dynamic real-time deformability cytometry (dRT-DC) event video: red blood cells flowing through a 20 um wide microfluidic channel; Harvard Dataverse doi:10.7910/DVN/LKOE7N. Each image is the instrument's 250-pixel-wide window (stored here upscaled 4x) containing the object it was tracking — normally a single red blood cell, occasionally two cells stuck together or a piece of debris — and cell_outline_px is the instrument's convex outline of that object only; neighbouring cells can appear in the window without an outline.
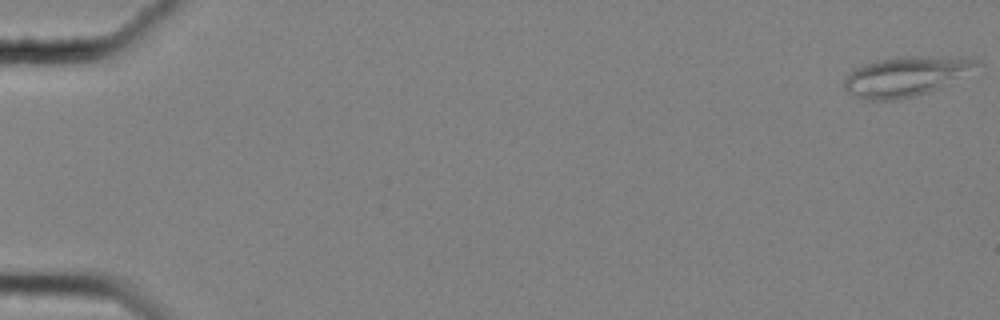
{"species": "common noctule bat (a hibernating species)", "species_latin": "Nyctalus noctula", "temperature_condition": "cold", "stored_images_in_passage": 59, "camera_frame_rate_fps": 3000, "um_per_image_px": 0.085, "animal": {"sex": "female", "body_mass_g": 25.1}, "frame": {"image": 1, "passage_image": 1, "time_ms": 0.0, "image_size_px": [1000, 320], "cell_outline_px": [[984, 64], [936, 88], [912, 96], [892, 100], [868, 100], [852, 96], [844, 88], [844, 80], [852, 68], [876, 60], [896, 56], [960, 56]], "centroid_in_image_um": [76.91, 6.46], "position_along_channel_um": 8.1, "area_um2": 30.4}}
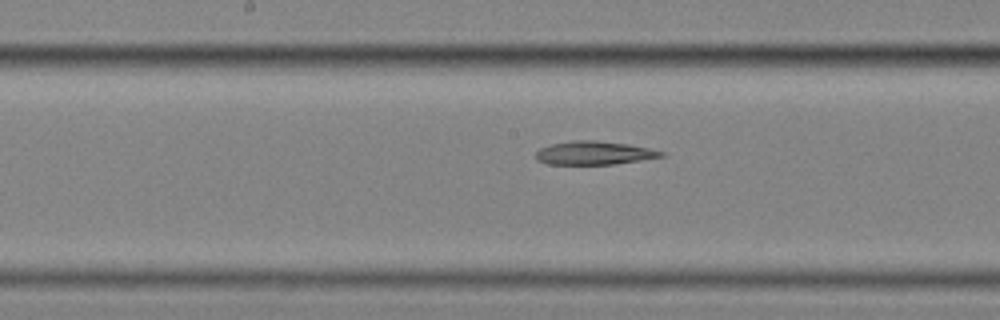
{"frame": {"image": 2, "passage_image": 32, "time_ms": 10.333, "image_size_px": [1000, 320], "cell_outline_px": [[664, 156], [616, 164], [548, 164], [536, 160], [536, 152], [540, 148], [552, 144], [572, 140], [596, 140], [628, 144], [648, 148], [664, 152]], "centroid_in_image_um": [50.48, 13.0], "position_along_channel_um": 197.7, "area_um2": 17.05}}
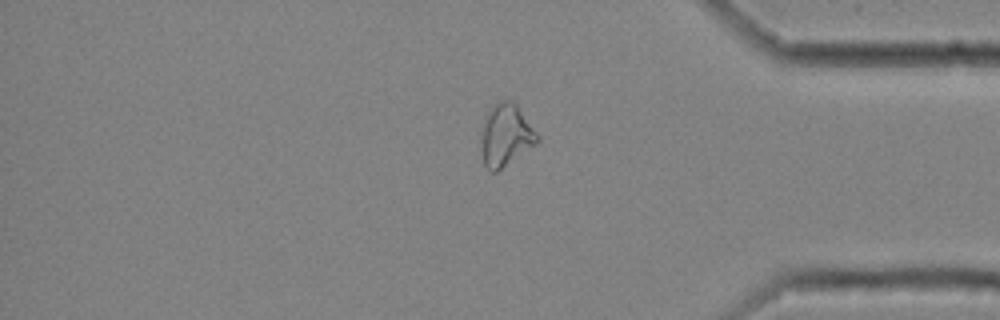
{"frame": {"image": 3, "passage_image": 50, "time_ms": 16.333, "image_size_px": [1000, 320], "cell_outline_px": [[540, 140], [536, 144], [496, 172], [492, 172], [484, 164], [480, 144], [480, 132], [484, 116], [500, 100], [512, 100], [516, 104], [540, 136]], "centroid_in_image_um": [42.97, 11.49], "position_along_channel_um": 392.2, "area_um2": 20.4}}